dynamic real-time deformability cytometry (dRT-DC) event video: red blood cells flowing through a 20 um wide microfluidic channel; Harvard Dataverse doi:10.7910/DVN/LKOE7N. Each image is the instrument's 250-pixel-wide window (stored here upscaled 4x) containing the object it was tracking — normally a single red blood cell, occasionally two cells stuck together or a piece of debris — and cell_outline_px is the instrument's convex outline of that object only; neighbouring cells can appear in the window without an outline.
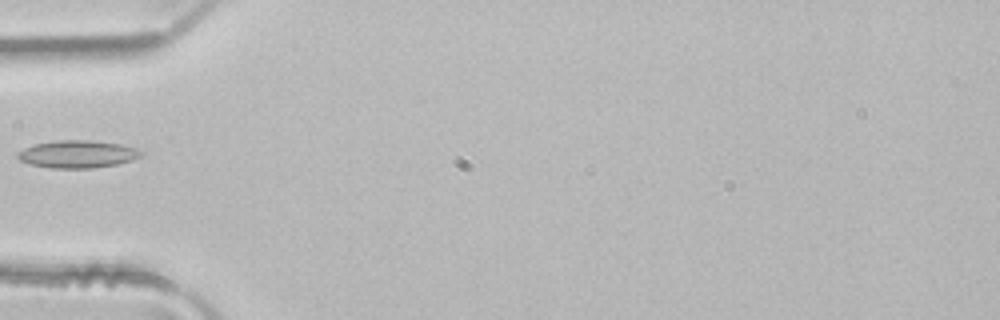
{"species": "common noctule bat (a hibernating species)", "species_latin": "Nyctalus noctula", "temperature_condition": "room temperature", "stored_images_in_passage": 5, "camera_frame_rate_fps": 3000, "um_per_image_px": 0.085, "animal": {"sex": "male", "body_mass_g": 21.5, "forearm_length_mm": 52.0}, "frame": {"image": 1, "passage_image": 4, "time_ms": 1.0, "image_size_px": [1000, 320], "cell_outline_px": [[144, 152], [140, 156], [132, 160], [116, 164], [92, 168], [52, 168], [28, 164], [20, 160], [16, 156], [16, 152], [32, 144], [56, 140], [88, 140], [120, 144], [136, 148]], "centroid_in_image_um": [6.54, 13.1], "position_along_channel_um": 78.5, "area_um2": 19.88}}
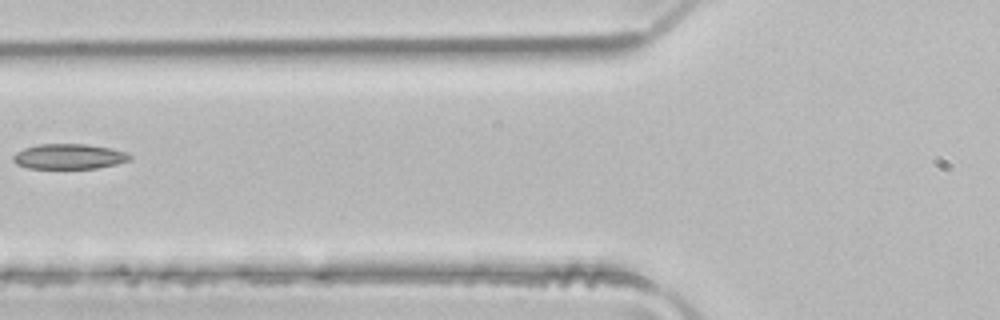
{"frame": {"image": 2, "passage_image": 5, "time_ms": 1.333, "image_size_px": [1000, 320], "cell_outline_px": [[132, 160], [116, 164], [96, 168], [28, 168], [16, 164], [12, 160], [12, 156], [16, 152], [24, 148], [40, 144], [84, 144], [108, 148], [128, 152], [132, 156]], "centroid_in_image_um": [5.87, 13.3], "position_along_channel_um": 119.9, "area_um2": 17.11}}